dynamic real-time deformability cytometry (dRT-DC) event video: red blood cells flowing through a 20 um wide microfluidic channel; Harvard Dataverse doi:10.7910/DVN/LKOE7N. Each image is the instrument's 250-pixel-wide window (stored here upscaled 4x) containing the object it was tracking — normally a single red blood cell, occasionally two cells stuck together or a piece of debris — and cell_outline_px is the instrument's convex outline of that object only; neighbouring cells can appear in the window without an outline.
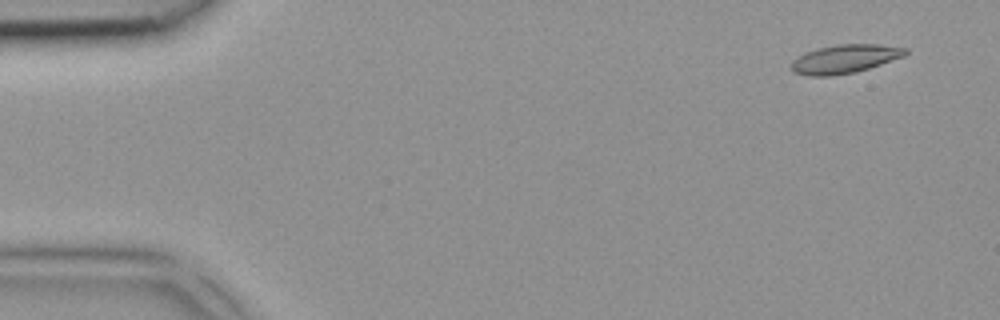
{"species": "common noctule bat (a hibernating species)", "species_latin": "Nyctalus noctula", "temperature_condition": "room temperature", "stored_images_in_passage": 4, "camera_frame_rate_fps": 3000, "um_per_image_px": 0.085, "animal": {"sex": "female", "body_mass_g": 18.4}, "frame": {"image": 1, "passage_image": 1, "time_ms": 0.0, "image_size_px": [1000, 320], "cell_outline_px": [[908, 52], [904, 56], [856, 72], [828, 76], [808, 76], [792, 72], [792, 60], [804, 52], [816, 48], [836, 44], [876, 44], [908, 48]], "centroid_in_image_um": [71.77, 5.0], "position_along_channel_um": 13.2, "area_um2": 19.07}}
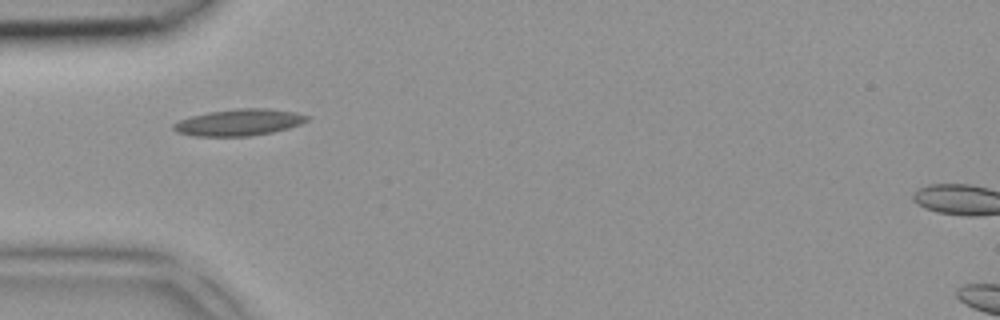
{"frame": {"image": 2, "passage_image": 3, "time_ms": 0.667, "image_size_px": [1000, 320], "cell_outline_px": [[308, 120], [300, 124], [288, 128], [272, 132], [248, 136], [192, 136], [176, 132], [172, 128], [172, 124], [180, 120], [192, 116], [208, 112], [240, 108], [264, 108], [296, 112], [308, 116]], "centroid_in_image_um": [20.29, 10.4], "position_along_channel_um": 64.7, "area_um2": 20.58}}